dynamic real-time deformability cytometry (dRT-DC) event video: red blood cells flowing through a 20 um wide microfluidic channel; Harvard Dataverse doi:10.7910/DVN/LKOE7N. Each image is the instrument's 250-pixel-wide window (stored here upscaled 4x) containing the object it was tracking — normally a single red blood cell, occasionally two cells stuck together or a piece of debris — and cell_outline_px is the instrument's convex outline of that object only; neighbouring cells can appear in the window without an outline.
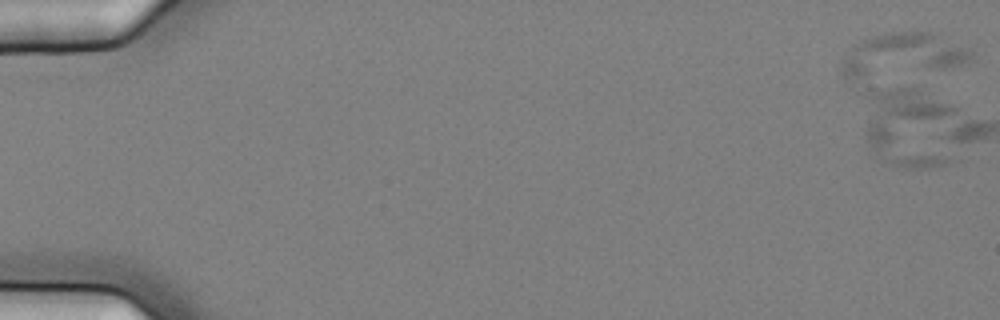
{"species": "common noctule bat (a hibernating species)", "species_latin": "Nyctalus noctula", "temperature_condition": "cold", "stored_images_in_passage": 17, "segment_of_instrument_passage": [1, 2], "camera_frame_rate_fps": 3000, "um_per_image_px": 0.085, "animal": {"sex": "female", "body_mass_g": 25.1}, "frame": {"image": 1, "passage_image": 1, "time_ms": 0.0, "image_size_px": [1000, 320], "cell_outline_px": [[972, 60], [968, 64], [948, 68], [856, 76], [844, 76], [840, 68], [840, 64], [856, 44], [872, 36], [888, 32], [932, 32], [968, 48], [972, 52]], "centroid_in_image_um": [76.83, 4.6], "position_along_channel_um": 8.2, "area_um2": 31.04}}